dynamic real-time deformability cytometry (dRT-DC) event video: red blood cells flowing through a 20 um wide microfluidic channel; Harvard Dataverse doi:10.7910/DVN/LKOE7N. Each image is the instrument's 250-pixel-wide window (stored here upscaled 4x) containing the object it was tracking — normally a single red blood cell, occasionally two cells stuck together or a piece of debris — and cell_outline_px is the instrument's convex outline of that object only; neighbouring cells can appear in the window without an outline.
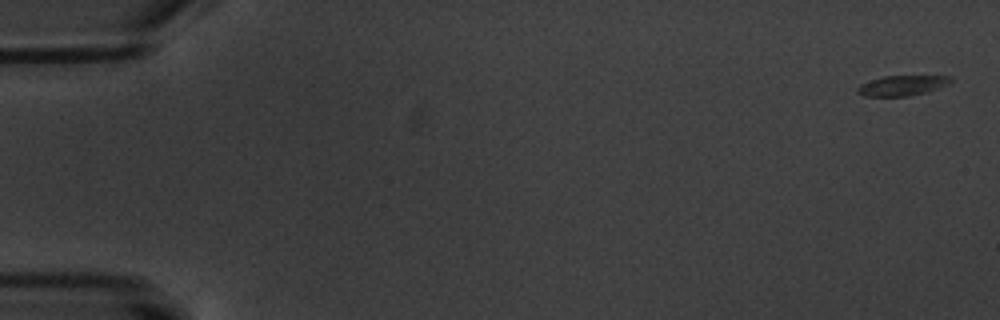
{"species": "common noctule bat (a hibernating species)", "species_latin": "Nyctalus noctula", "temperature_condition": "warm", "stored_images_in_passage": 8, "camera_frame_rate_fps": 3000, "um_per_image_px": 0.085, "animal": {"sex": "male", "body_mass_g": 20.1, "forearm_length_mm": 53.5}, "frame": {"image": 1, "passage_image": 1, "time_ms": 0.0, "image_size_px": [1000, 320], "cell_outline_px": [[952, 80], [948, 84], [924, 92], [908, 96], [864, 96], [856, 92], [856, 88], [860, 84], [884, 76], [952, 76]], "centroid_in_image_um": [76.64, 7.27], "position_along_channel_um": 8.4, "area_um2": 10.75}}
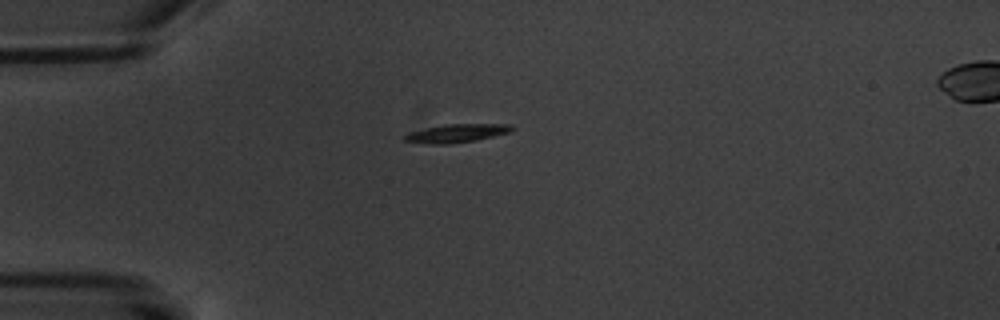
{"frame": {"image": 2, "passage_image": 5, "time_ms": 5.0, "image_size_px": [1000, 320], "cell_outline_px": [[516, 128], [512, 132], [476, 140], [448, 144], [428, 144], [400, 140], [408, 132], [424, 128], [444, 124], [512, 124]], "centroid_in_image_um": [38.82, 11.32], "position_along_channel_um": 46.2, "area_um2": 11.73}}